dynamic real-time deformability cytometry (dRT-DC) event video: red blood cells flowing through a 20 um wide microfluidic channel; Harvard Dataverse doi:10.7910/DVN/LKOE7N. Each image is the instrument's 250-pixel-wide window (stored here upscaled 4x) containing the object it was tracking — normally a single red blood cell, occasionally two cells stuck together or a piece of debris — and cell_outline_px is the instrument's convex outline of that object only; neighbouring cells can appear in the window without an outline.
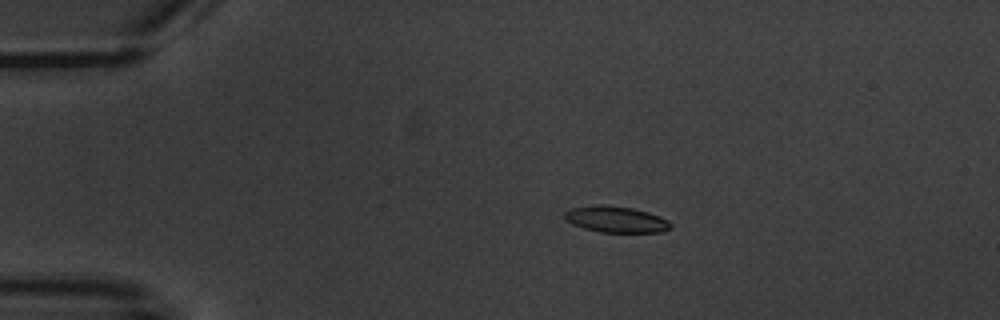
{"species": "common noctule bat (a hibernating species)", "species_latin": "Nyctalus noctula", "temperature_condition": "warm", "stored_images_in_passage": 15, "camera_frame_rate_fps": 3000, "um_per_image_px": 0.085, "animal": {"sex": "male", "body_mass_g": 20.1, "forearm_length_mm": 53.5}, "frame": {"image": 1, "passage_image": 4, "time_ms": 3.667, "image_size_px": [1000, 320], "cell_outline_px": [[672, 228], [660, 232], [600, 232], [584, 228], [572, 224], [564, 220], [564, 212], [572, 208], [592, 204], [604, 204], [632, 208], [648, 212], [660, 216], [668, 220], [672, 224]], "centroid_in_image_um": [52.34, 18.63], "position_along_channel_um": 32.7, "area_um2": 16.42}}
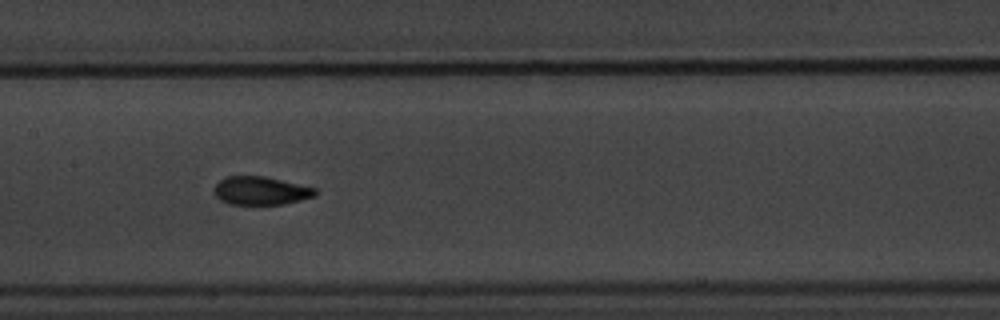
{"frame": {"image": 2, "passage_image": 8, "time_ms": 9.333, "image_size_px": [1000, 320], "cell_outline_px": [[316, 196], [284, 204], [228, 204], [220, 200], [216, 196], [216, 184], [220, 180], [228, 176], [264, 176], [316, 188]], "centroid_in_image_um": [22.18, 16.21], "position_along_channel_um": 185.2, "area_um2": 16.47}}
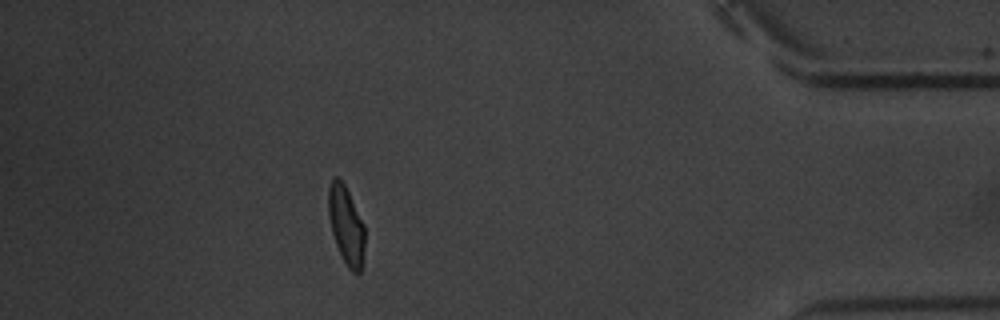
{"frame": {"image": 3, "passage_image": 14, "time_ms": 16.667, "image_size_px": [1000, 320], "cell_outline_px": [[364, 248], [360, 272], [352, 272], [348, 268], [336, 244], [332, 232], [328, 216], [328, 188], [332, 176], [336, 176], [344, 184], [364, 224]], "centroid_in_image_um": [29.4, 19.11], "position_along_channel_um": 405.8, "area_um2": 16.36}, "authors_computed_cell_mechanics": {"area_um2": 16.4152, "velocity_mm_per_s": 3.5979, "shape_relaxation_time_tau1_ms": 3.7566, "shape_relaxation_time_tau2_ms": 0.8231, "deformation_change_tau1": 0.1447, "deformation_change_tau2": 0.0526}}